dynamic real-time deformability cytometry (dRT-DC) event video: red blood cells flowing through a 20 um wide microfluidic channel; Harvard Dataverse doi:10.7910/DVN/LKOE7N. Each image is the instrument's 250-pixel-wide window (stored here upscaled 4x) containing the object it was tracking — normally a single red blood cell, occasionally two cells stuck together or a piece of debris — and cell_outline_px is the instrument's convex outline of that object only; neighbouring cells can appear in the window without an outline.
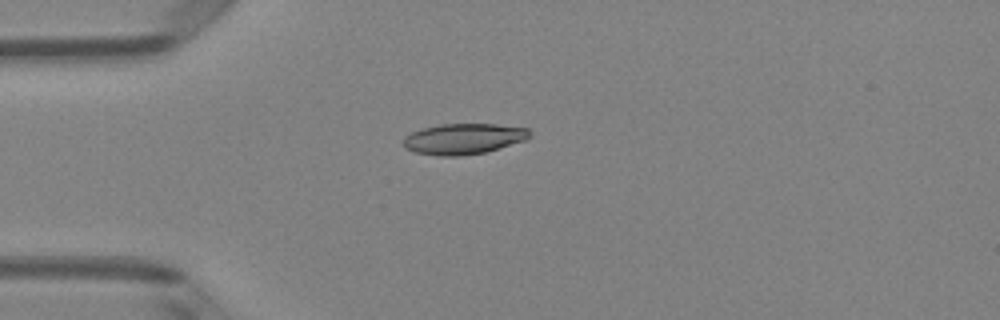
{"species": "Egyptian fruit bat (a non-hibernating species)", "species_latin": "Rousettus aegyptiacus", "temperature_condition": "room temperature", "stored_images_in_passage": 1, "camera_frame_rate_fps": 3000, "um_per_image_px": 0.085, "animal": {"sex": "female"}, "frame": {"image": 1, "passage_image": 1, "time_ms": 0.0, "image_size_px": [1000, 320], "cell_outline_px": [[532, 136], [524, 140], [484, 152], [460, 156], [440, 156], [416, 152], [404, 148], [404, 136], [420, 128], [440, 124], [496, 124], [528, 128], [532, 132]], "centroid_in_image_um": [39.39, 11.79], "position_along_channel_um": 45.6, "area_um2": 22.6}}